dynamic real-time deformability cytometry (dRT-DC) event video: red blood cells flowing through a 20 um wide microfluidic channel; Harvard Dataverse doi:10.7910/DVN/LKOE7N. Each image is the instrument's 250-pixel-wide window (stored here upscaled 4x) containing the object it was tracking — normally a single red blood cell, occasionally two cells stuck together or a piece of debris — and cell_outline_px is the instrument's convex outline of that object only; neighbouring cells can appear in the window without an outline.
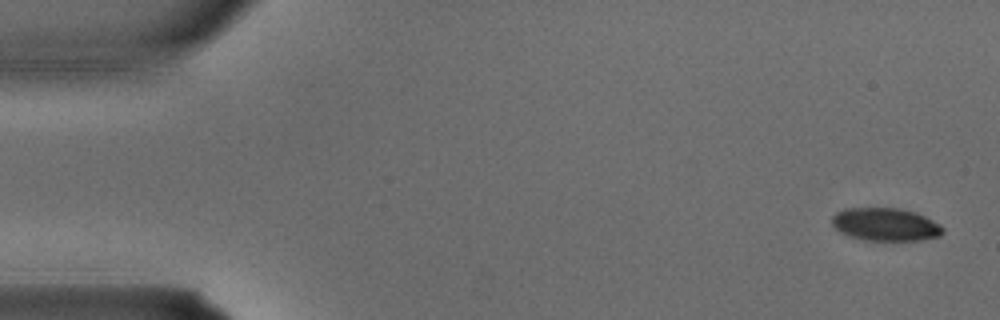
{"species": "common noctule bat (a hibernating species)", "species_latin": "Nyctalus noctula", "temperature_condition": "warm", "stored_images_in_passage": 3, "camera_frame_rate_fps": 3000, "um_per_image_px": 0.085, "animal": {"sex": "male", "body_mass_g": 15.6}, "frame": {"image": 1, "passage_image": 1, "time_ms": 0.0, "image_size_px": [1000, 320], "cell_outline_px": [[944, 232], [940, 236], [920, 240], [864, 240], [848, 236], [840, 232], [832, 224], [832, 216], [836, 212], [844, 208], [900, 208], [916, 212], [940, 224], [944, 228]], "centroid_in_image_um": [75.26, 19.07], "position_along_channel_um": 9.7, "area_um2": 21.39}}
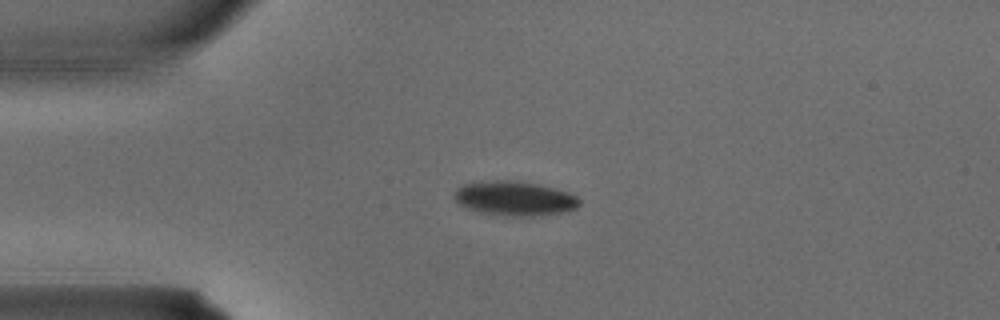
{"frame": {"image": 2, "passage_image": 3, "time_ms": 0.667, "image_size_px": [1000, 320], "cell_outline_px": [[580, 204], [576, 208], [564, 212], [532, 216], [512, 216], [480, 212], [464, 208], [452, 196], [456, 188], [464, 184], [480, 180], [508, 180], [536, 184], [556, 188], [568, 192], [576, 196], [580, 200]], "centroid_in_image_um": [43.7, 16.86], "position_along_channel_um": 41.3, "area_um2": 25.26}}